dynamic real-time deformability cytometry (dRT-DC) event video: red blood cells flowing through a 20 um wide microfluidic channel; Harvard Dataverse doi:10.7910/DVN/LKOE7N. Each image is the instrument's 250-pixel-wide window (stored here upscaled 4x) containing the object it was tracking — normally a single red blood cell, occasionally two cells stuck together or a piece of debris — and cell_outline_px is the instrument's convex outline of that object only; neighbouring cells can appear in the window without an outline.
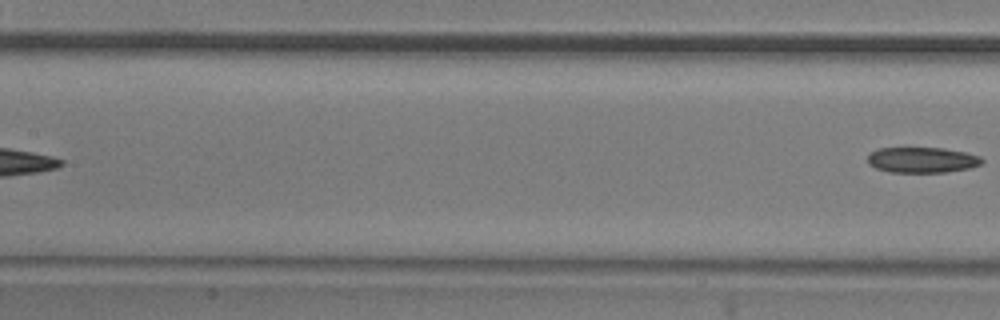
{"species": "common noctule bat (a hibernating species)", "species_latin": "Nyctalus noctula", "temperature_condition": "room temperature", "stored_images_in_passage": 7, "segment_of_instrument_passage": [2, 2], "camera_frame_rate_fps": 3000, "um_per_image_px": 0.085, "animal": {"sex": "male", "body_mass_g": 20.5, "forearm_length_mm": 52.5}, "frame": {"image": 1, "passage_image": 7, "time_ms": 8.0, "image_size_px": [1000, 320], "cell_outline_px": [[984, 160], [980, 164], [968, 168], [948, 172], [888, 172], [876, 168], [868, 164], [868, 152], [876, 148], [944, 148], [968, 152], [980, 156]], "centroid_in_image_um": [78.36, 13.58], "position_along_channel_um": 129.0, "area_um2": 17.22}}